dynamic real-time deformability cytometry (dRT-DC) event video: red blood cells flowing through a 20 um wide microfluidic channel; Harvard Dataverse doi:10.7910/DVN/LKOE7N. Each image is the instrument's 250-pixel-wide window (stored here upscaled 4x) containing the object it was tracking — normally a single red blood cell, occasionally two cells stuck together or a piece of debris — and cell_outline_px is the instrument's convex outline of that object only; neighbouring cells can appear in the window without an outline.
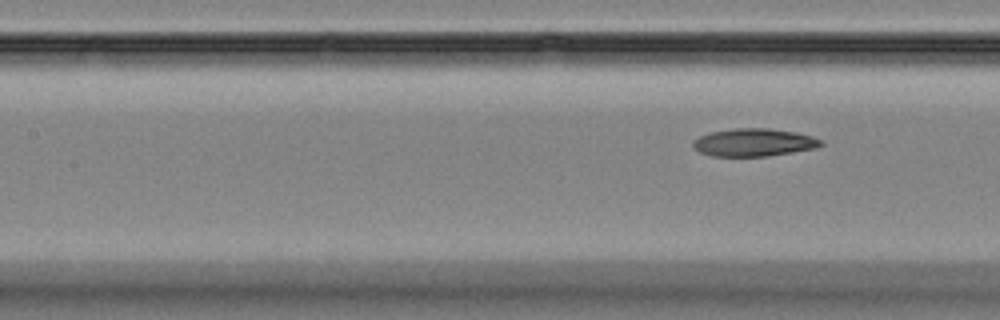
{"species": "Egyptian fruit bat (a non-hibernating species)", "species_latin": "Rousettus aegyptiacus", "temperature_condition": "room temperature", "stored_images_in_passage": 7, "camera_frame_rate_fps": 3000, "um_per_image_px": 0.085, "animal": {"sex": "female"}, "frame": {"image": 1, "passage_image": 7, "time_ms": 7.667, "image_size_px": [1000, 320], "cell_outline_px": [[824, 144], [816, 148], [768, 156], [712, 156], [700, 152], [692, 144], [692, 140], [708, 132], [736, 128], [768, 128], [796, 132], [812, 136], [824, 140]], "centroid_in_image_um": [64.1, 12.1], "position_along_channel_um": 143.3, "area_um2": 20.81}}